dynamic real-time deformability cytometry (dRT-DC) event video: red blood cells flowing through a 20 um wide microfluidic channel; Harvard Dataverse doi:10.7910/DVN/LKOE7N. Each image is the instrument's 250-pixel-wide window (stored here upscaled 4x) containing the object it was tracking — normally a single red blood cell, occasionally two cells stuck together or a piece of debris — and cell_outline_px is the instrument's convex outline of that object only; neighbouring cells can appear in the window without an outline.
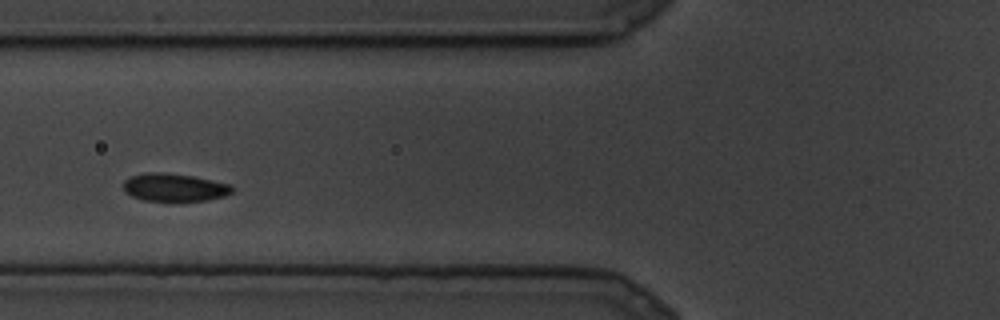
{"species": "common noctule bat (a hibernating species)", "species_latin": "Nyctalus noctula", "temperature_condition": "cold", "stored_images_in_passage": 22, "camera_frame_rate_fps": 3000, "um_per_image_px": 0.085, "animal": {"sex": "male", "body_mass_g": 19.5, "forearm_length_mm": 54.6}, "frame": {"image": 1, "passage_image": 6, "time_ms": 1.667, "image_size_px": [1000, 320], "cell_outline_px": [[232, 192], [224, 196], [208, 200], [144, 200], [132, 196], [124, 192], [124, 180], [132, 176], [144, 172], [164, 172], [192, 176], [232, 184]], "centroid_in_image_um": [14.81, 15.91], "position_along_channel_um": 111.0, "area_um2": 17.51}}
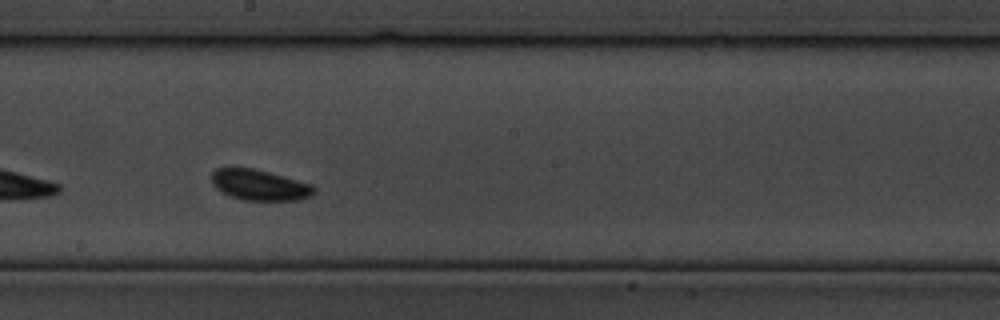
{"frame": {"image": 2, "passage_image": 10, "time_ms": 3.0, "image_size_px": [1000, 320], "cell_outline_px": [[316, 192], [312, 196], [300, 200], [244, 200], [232, 196], [216, 188], [212, 184], [212, 172], [216, 168], [228, 164], [232, 164], [256, 168], [312, 184], [316, 188]], "centroid_in_image_um": [22.04, 15.67], "position_along_channel_um": 226.2, "area_um2": 19.02}}
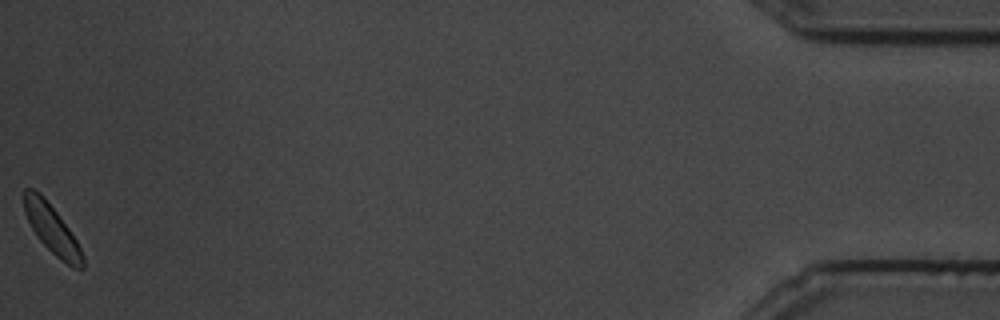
{"frame": {"image": 3, "passage_image": 22, "time_ms": 7.0, "image_size_px": [1000, 320], "cell_outline_px": [[84, 268], [72, 268], [60, 260], [36, 236], [24, 212], [24, 188], [32, 188], [40, 192], [56, 212], [68, 228], [76, 240], [84, 256]], "centroid_in_image_um": [4.41, 19.49], "position_along_channel_um": 430.8, "area_um2": 16.42}}